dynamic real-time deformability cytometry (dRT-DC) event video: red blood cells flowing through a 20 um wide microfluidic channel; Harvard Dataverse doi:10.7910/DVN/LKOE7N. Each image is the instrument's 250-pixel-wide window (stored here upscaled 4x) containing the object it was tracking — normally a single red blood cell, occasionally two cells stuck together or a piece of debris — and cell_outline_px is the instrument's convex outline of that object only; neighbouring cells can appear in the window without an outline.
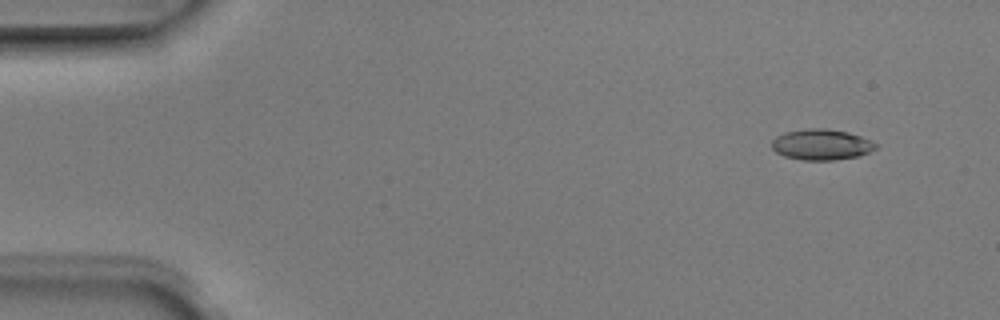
{"species": "Egyptian fruit bat (a non-hibernating species)", "species_latin": "Rousettus aegyptiacus", "temperature_condition": "room temperature", "stored_images_in_passage": 6, "camera_frame_rate_fps": 3000, "um_per_image_px": 0.085, "animal": {"sex": "male"}, "frame": {"image": 1, "passage_image": 2, "time_ms": 0.333, "image_size_px": [1000, 320], "cell_outline_px": [[880, 144], [876, 148], [860, 156], [832, 160], [804, 160], [784, 156], [776, 152], [772, 148], [772, 140], [776, 136], [784, 132], [808, 128], [828, 128], [848, 132], [872, 140]], "centroid_in_image_um": [69.84, 12.28], "position_along_channel_um": 15.2, "area_um2": 18.84}}
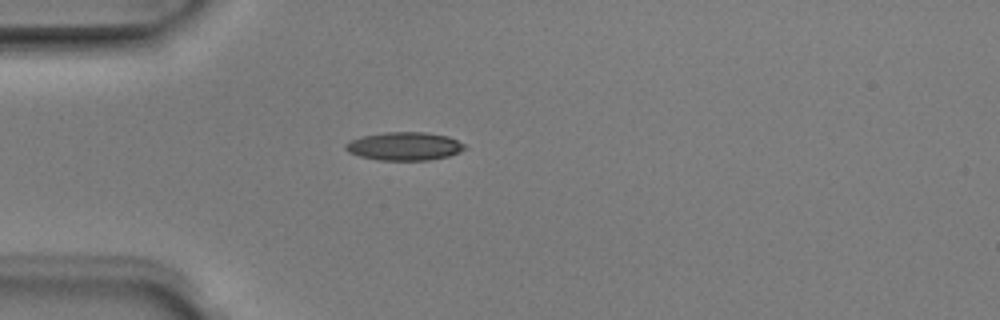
{"frame": {"image": 2, "passage_image": 4, "time_ms": 1.0, "image_size_px": [1000, 320], "cell_outline_px": [[464, 148], [460, 152], [448, 156], [428, 160], [380, 160], [360, 156], [348, 152], [344, 148], [344, 144], [360, 136], [384, 132], [424, 132], [448, 136], [464, 144]], "centroid_in_image_um": [34.34, 12.42], "position_along_channel_um": 50.7, "area_um2": 19.54}}
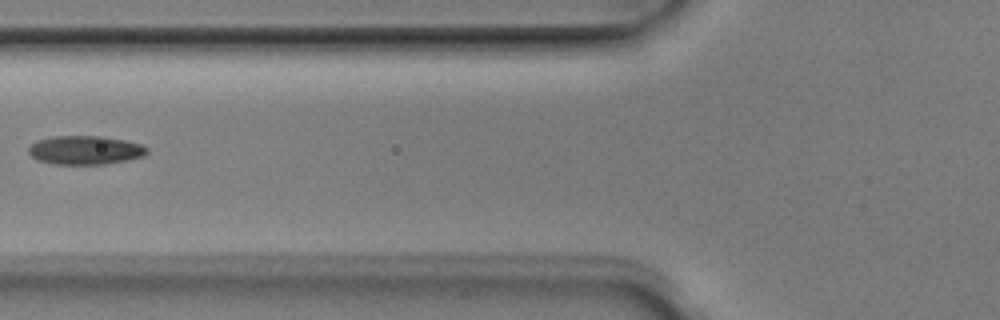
{"frame": {"image": 3, "passage_image": 6, "time_ms": 1.667, "image_size_px": [1000, 320], "cell_outline_px": [[148, 152], [144, 156], [128, 160], [104, 164], [52, 164], [36, 160], [28, 152], [28, 148], [36, 140], [52, 136], [104, 136], [124, 140], [140, 144], [148, 148]], "centroid_in_image_um": [7.23, 12.76], "position_along_channel_um": 118.6, "area_um2": 20.0}}